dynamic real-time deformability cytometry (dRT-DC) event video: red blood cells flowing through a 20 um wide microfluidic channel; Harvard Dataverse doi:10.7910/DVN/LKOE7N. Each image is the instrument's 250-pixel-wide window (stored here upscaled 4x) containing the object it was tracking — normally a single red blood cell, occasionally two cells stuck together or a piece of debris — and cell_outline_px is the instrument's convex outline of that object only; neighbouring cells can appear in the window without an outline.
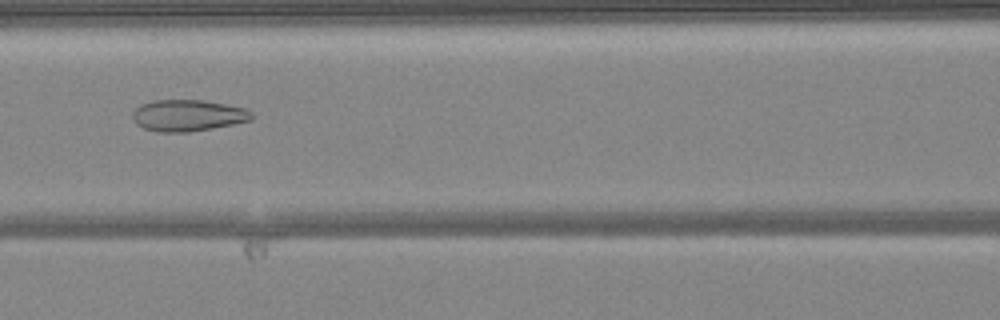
{"species": "common noctule bat (a hibernating species)", "species_latin": "Nyctalus noctula", "temperature_condition": "warm", "stored_images_in_passage": 46, "camera_frame_rate_fps": 3000, "um_per_image_px": 0.085, "animal": {"sex": "female", "body_mass_g": 24.6, "forearm_length_mm": 56.2}, "frame": {"image": 1, "passage_image": 18, "time_ms": 5.667, "image_size_px": [1000, 320], "cell_outline_px": [[252, 120], [212, 128], [188, 132], [156, 132], [144, 128], [136, 124], [132, 116], [132, 112], [140, 104], [152, 100], [200, 100], [224, 104], [244, 108], [252, 112]], "centroid_in_image_um": [15.92, 9.81], "position_along_channel_um": 150.7, "area_um2": 21.79}}
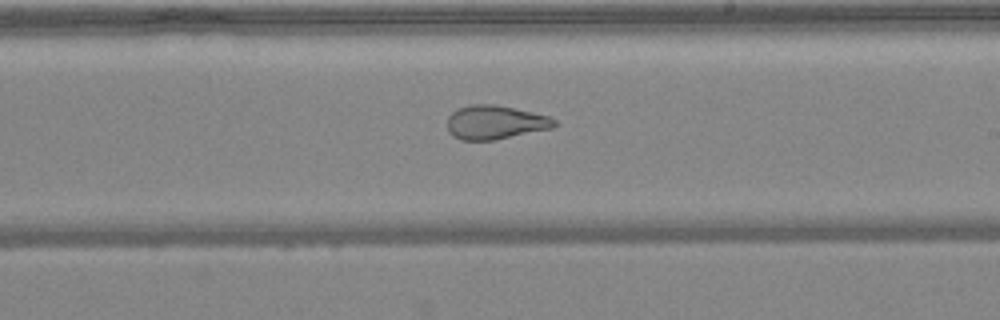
{"frame": {"image": 2, "passage_image": 25, "time_ms": 8.0, "image_size_px": [1000, 320], "cell_outline_px": [[556, 124], [552, 128], [496, 140], [460, 140], [452, 136], [448, 132], [448, 116], [452, 112], [460, 108], [472, 104], [496, 104], [532, 112], [548, 116], [556, 120]], "centroid_in_image_um": [42.07, 10.4], "position_along_channel_um": 246.9, "area_um2": 21.15}}
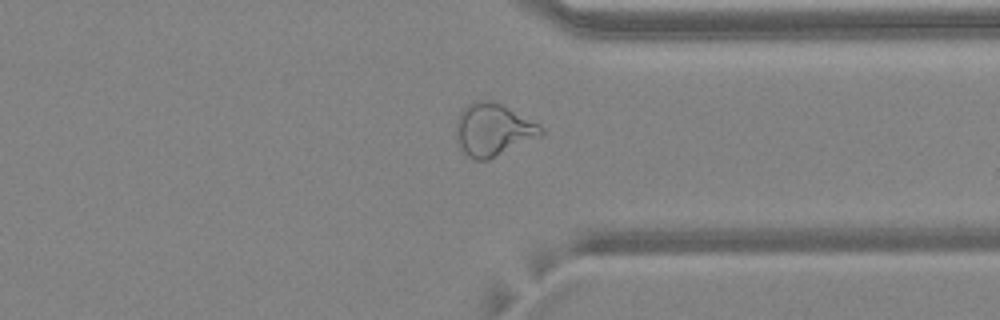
{"frame": {"image": 3, "passage_image": 34, "time_ms": 11.0, "image_size_px": [1000, 320], "cell_outline_px": [[544, 132], [540, 136], [488, 160], [476, 160], [468, 156], [460, 148], [456, 140], [456, 120], [460, 112], [472, 100], [492, 100], [540, 124], [544, 128]], "centroid_in_image_um": [41.89, 11.02], "position_along_channel_um": 369.5, "area_um2": 25.95}, "authors_computed_cell_mechanics": {"area_um2": 26.9059, "velocity_mm_per_s": 4.1371, "shape_relaxation_time_tau1_ms": null, "shape_relaxation_time_tau2_ms": 1.2047, "deformation_change_tau1": null, "deformation_change_tau2": 0.0853}}